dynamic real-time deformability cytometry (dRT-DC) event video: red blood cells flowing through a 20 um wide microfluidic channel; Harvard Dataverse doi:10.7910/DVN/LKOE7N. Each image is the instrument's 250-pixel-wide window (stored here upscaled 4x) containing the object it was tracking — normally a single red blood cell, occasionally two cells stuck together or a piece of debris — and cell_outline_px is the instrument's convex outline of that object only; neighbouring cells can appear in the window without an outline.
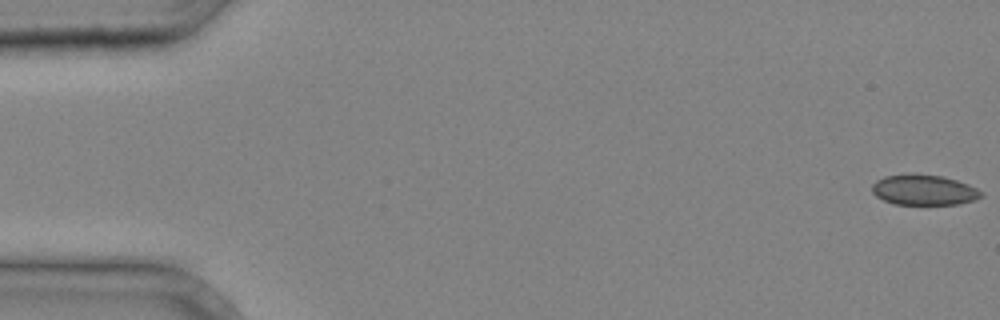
{"species": "common noctule bat (a hibernating species)", "species_latin": "Nyctalus noctula", "temperature_condition": "cold", "stored_images_in_passage": 39, "camera_frame_rate_fps": 3000, "um_per_image_px": 0.085, "animal": {"sex": "male", "body_mass_g": 20.4}, "frame": {"image": 1, "passage_image": 1, "time_ms": 0.0, "image_size_px": [1000, 320], "cell_outline_px": [[984, 196], [976, 200], [956, 204], [896, 204], [884, 200], [876, 196], [872, 192], [872, 184], [876, 180], [884, 176], [944, 176], [968, 184], [984, 192]], "centroid_in_image_um": [78.58, 16.18], "position_along_channel_um": 6.4, "area_um2": 18.84}}
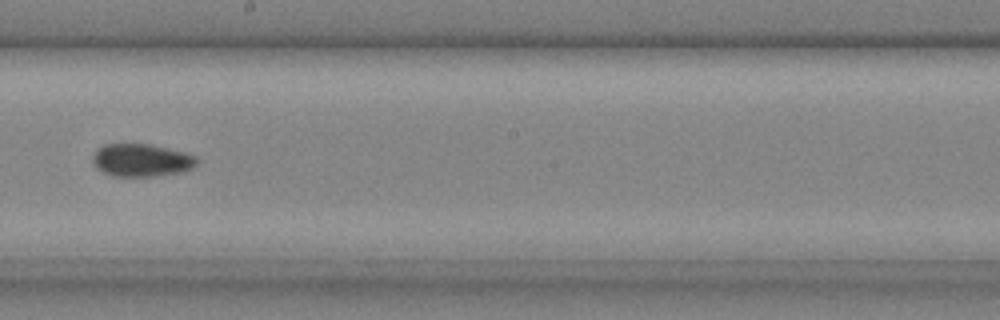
{"frame": {"image": 2, "passage_image": 23, "time_ms": 7.333, "image_size_px": [1000, 320], "cell_outline_px": [[200, 160], [192, 168], [184, 172], [156, 176], [112, 176], [96, 168], [92, 160], [92, 156], [96, 148], [104, 144], [152, 144], [184, 152], [196, 156]], "centroid_in_image_um": [12.03, 13.61], "position_along_channel_um": 236.2, "area_um2": 20.17}}
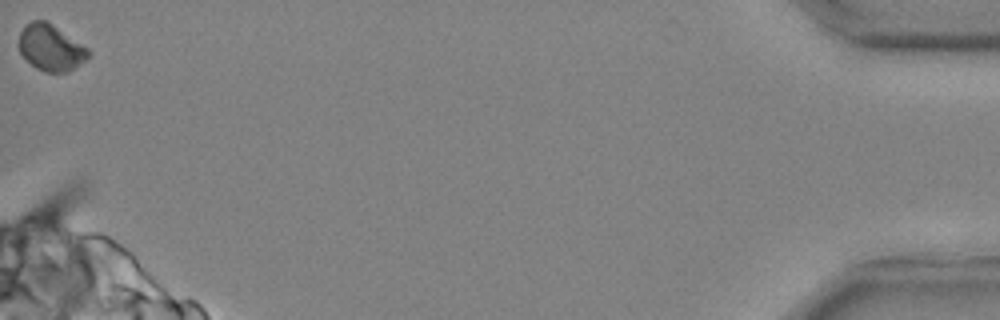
{"frame": {"image": 3, "passage_image": 39, "time_ms": 12.667, "image_size_px": [1000, 320], "cell_outline_px": [[92, 52], [84, 60], [68, 72], [44, 72], [36, 68], [20, 52], [16, 44], [20, 32], [32, 20], [48, 20], [88, 48]], "centroid_in_image_um": [4.3, 4.03], "position_along_channel_um": 430.9, "area_um2": 18.79}}